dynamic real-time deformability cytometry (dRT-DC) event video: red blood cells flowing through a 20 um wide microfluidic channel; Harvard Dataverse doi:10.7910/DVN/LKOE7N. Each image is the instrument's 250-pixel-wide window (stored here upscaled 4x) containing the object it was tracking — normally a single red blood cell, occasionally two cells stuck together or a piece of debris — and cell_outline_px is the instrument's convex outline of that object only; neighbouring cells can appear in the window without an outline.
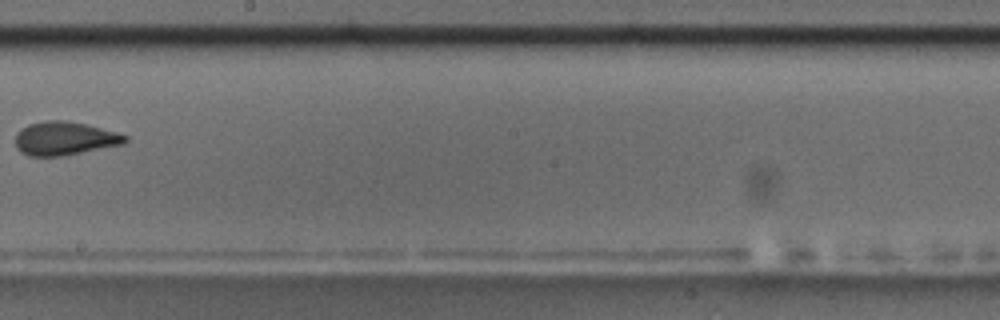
{"species": "common noctule bat (a hibernating species)", "species_latin": "Nyctalus noctula", "temperature_condition": "room temperature", "stored_images_in_passage": 10, "camera_frame_rate_fps": 3000, "um_per_image_px": 0.085, "animal": {"sex": "male", "body_mass_g": 17.5, "forearm_length_mm": 52.3}, "frame": {"image": 1, "passage_image": 9, "time_ms": 10.333, "image_size_px": [1000, 320], "cell_outline_px": [[128, 140], [124, 144], [60, 156], [28, 156], [20, 152], [16, 148], [16, 132], [20, 128], [28, 124], [44, 120], [64, 120], [84, 124], [116, 132], [128, 136]], "centroid_in_image_um": [5.45, 11.76], "position_along_channel_um": 242.8, "area_um2": 21.44}}